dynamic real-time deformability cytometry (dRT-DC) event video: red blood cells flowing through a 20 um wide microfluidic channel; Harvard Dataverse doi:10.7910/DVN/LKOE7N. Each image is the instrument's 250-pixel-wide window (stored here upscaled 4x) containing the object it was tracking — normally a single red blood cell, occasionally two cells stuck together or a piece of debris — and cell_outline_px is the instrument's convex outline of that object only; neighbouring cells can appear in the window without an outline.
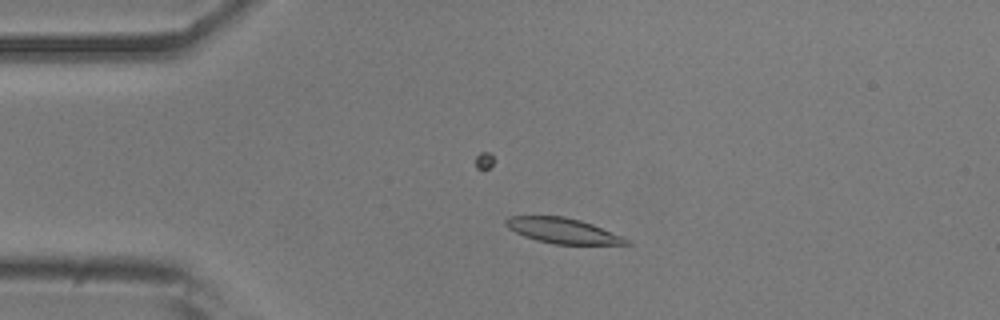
{"species": "common noctule bat (a hibernating species)", "species_latin": "Nyctalus noctula", "temperature_condition": "room temperature", "stored_images_in_passage": 44, "camera_frame_rate_fps": 3000, "um_per_image_px": 0.085, "animal": {"sex": "male", "body_mass_g": 20.5, "forearm_length_mm": 52.5}, "frame": {"image": 1, "passage_image": 2, "time_ms": 0.333, "image_size_px": [1000, 320], "cell_outline_px": [[632, 244], [556, 244], [536, 240], [524, 236], [508, 228], [504, 224], [504, 220], [508, 216], [564, 216], [580, 220], [592, 224], [620, 236], [628, 240]], "centroid_in_image_um": [47.77, 19.6], "position_along_channel_um": 37.2, "area_um2": 17.51}}
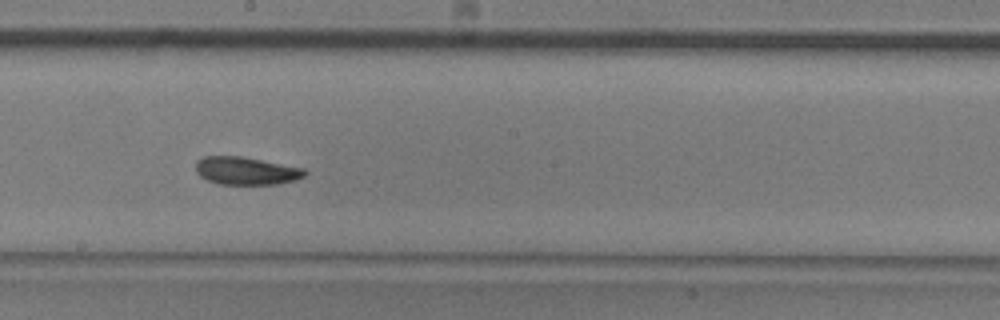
{"frame": {"image": 2, "passage_image": 20, "time_ms": 6.333, "image_size_px": [1000, 320], "cell_outline_px": [[308, 172], [304, 176], [296, 180], [276, 184], [216, 184], [200, 176], [196, 172], [196, 160], [204, 156], [240, 156], [304, 168]], "centroid_in_image_um": [20.91, 14.52], "position_along_channel_um": 227.3, "area_um2": 17.69}}
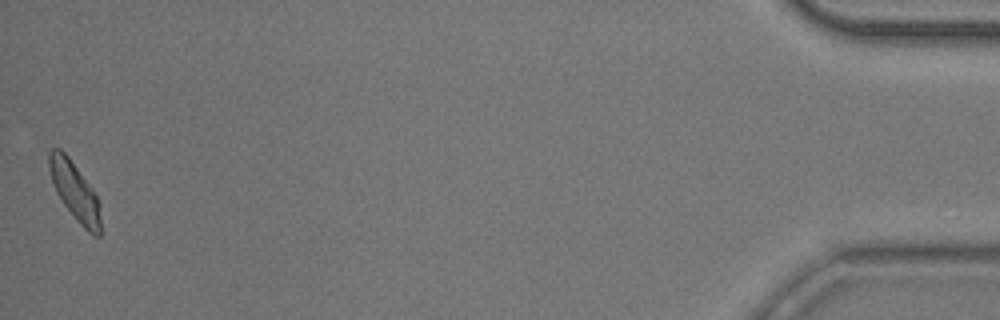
{"frame": {"image": 3, "passage_image": 44, "time_ms": 14.333, "image_size_px": [1000, 320], "cell_outline_px": [[100, 236], [96, 236], [88, 232], [76, 220], [64, 204], [56, 192], [48, 168], [48, 152], [52, 148], [60, 148], [68, 156], [92, 188], [100, 204]], "centroid_in_image_um": [6.34, 16.24], "position_along_channel_um": 428.9, "area_um2": 17.34}, "authors_computed_cell_mechanics": {"area_um2": 17.7735, "velocity_mm_per_s": 3.7014, "shape_relaxation_time_tau1_ms": 6.2523, "shape_relaxation_time_tau2_ms": 3.3506, "deformation_change_tau1": 0.1516, "deformation_change_tau2": 0.0935}}